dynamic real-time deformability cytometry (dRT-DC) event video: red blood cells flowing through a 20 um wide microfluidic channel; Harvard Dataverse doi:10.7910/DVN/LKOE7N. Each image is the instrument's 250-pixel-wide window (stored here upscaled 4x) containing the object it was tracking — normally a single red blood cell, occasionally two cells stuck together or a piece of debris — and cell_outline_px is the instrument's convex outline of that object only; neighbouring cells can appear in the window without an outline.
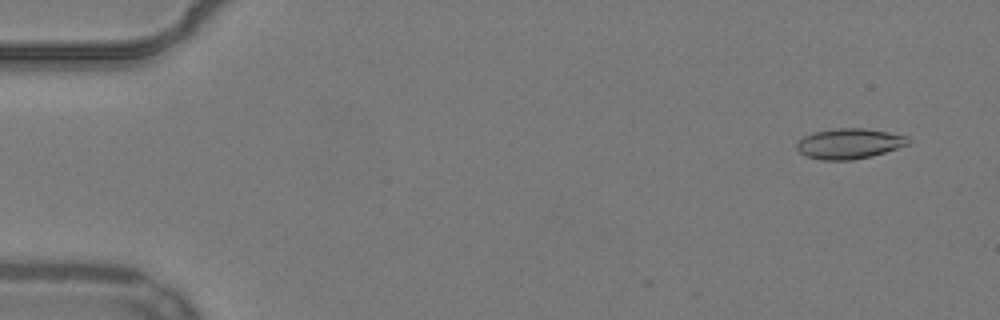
{"species": "common noctule bat (a hibernating species)", "species_latin": "Nyctalus noctula", "temperature_condition": "warm", "stored_images_in_passage": 4, "camera_frame_rate_fps": 3000, "um_per_image_px": 0.085, "animal": {"sex": "male", "body_mass_g": 19.2, "forearm_length_mm": 51.8}, "frame": {"image": 1, "passage_image": 4, "time_ms": 1.0, "image_size_px": [1000, 320], "cell_outline_px": [[912, 140], [908, 144], [872, 156], [852, 160], [820, 160], [804, 156], [796, 148], [796, 144], [804, 136], [812, 132], [836, 128], [864, 128], [888, 132], [908, 136]], "centroid_in_image_um": [72.17, 12.21], "position_along_channel_um": 12.8, "area_um2": 19.83}}